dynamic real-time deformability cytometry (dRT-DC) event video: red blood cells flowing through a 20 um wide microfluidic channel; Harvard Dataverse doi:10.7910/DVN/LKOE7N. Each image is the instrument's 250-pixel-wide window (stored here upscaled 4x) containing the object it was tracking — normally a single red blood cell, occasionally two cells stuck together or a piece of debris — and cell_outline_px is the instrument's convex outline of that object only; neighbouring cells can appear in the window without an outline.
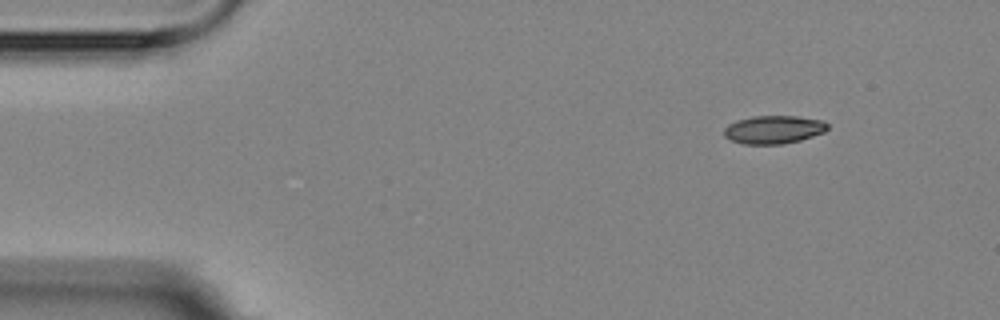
{"species": "Egyptian fruit bat (a non-hibernating species)", "species_latin": "Rousettus aegyptiacus", "temperature_condition": "room temperature", "stored_images_in_passage": 3, "camera_frame_rate_fps": 3000, "um_per_image_px": 0.085, "animal": {"sex": "female"}, "frame": {"image": 1, "passage_image": 1, "time_ms": 0.0, "image_size_px": [1000, 320], "cell_outline_px": [[828, 128], [824, 132], [800, 140], [780, 144], [744, 144], [732, 140], [724, 136], [724, 128], [728, 124], [736, 120], [752, 116], [796, 116], [824, 120], [828, 124]], "centroid_in_image_um": [65.76, 11.0], "position_along_channel_um": 19.2, "area_um2": 16.99}}